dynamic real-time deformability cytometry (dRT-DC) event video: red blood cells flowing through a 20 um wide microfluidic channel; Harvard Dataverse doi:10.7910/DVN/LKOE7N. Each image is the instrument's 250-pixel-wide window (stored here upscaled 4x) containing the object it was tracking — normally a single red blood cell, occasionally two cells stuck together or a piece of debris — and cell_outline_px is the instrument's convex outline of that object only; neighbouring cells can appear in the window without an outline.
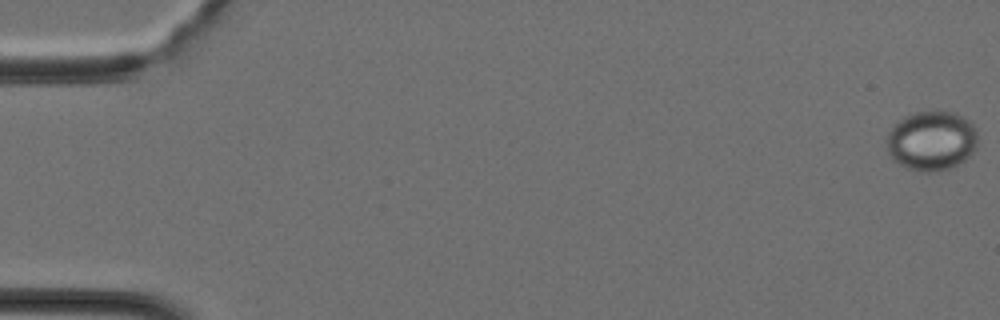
{"species": "Egyptian fruit bat (a non-hibernating species)", "species_latin": "Rousettus aegyptiacus", "temperature_condition": "cold", "stored_images_in_passage": 37, "camera_frame_rate_fps": 3000, "um_per_image_px": 0.085, "animal": {"sex": "female"}, "frame": {"image": 1, "passage_image": 1, "time_ms": 0.0, "image_size_px": [1000, 320], "cell_outline_px": [[976, 148], [964, 160], [952, 168], [932, 172], [920, 172], [908, 168], [892, 160], [888, 152], [888, 132], [904, 116], [912, 112], [956, 112], [972, 120], [976, 128]], "centroid_in_image_um": [79.21, 11.96], "position_along_channel_um": 5.8, "area_um2": 31.73}}
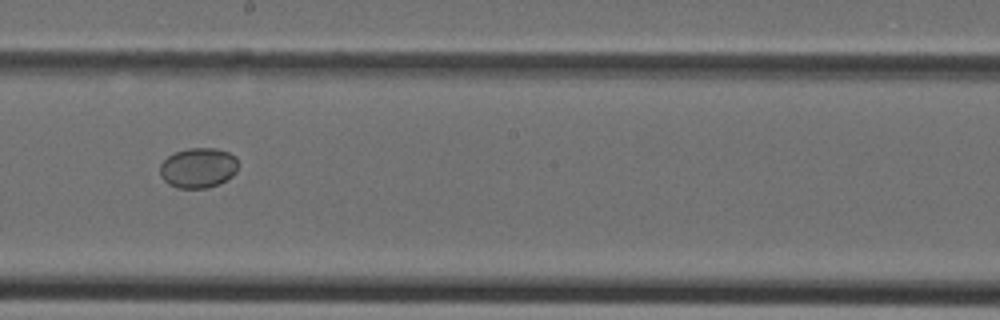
{"frame": {"image": 2, "passage_image": 23, "time_ms": 7.333, "image_size_px": [1000, 320], "cell_outline_px": [[236, 172], [232, 176], [220, 184], [208, 188], [176, 188], [168, 184], [160, 176], [160, 164], [168, 156], [176, 152], [188, 148], [216, 148], [228, 152], [236, 156]], "centroid_in_image_um": [16.83, 14.28], "position_along_channel_um": 231.4, "area_um2": 18.38}}
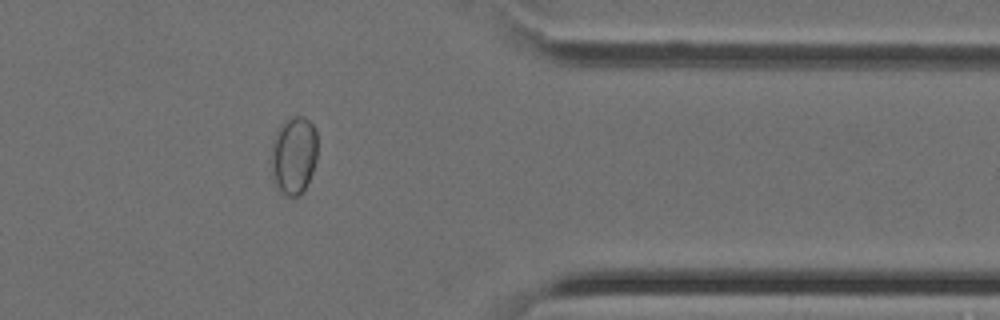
{"frame": {"image": 3, "passage_image": 33, "time_ms": 10.667, "image_size_px": [1000, 320], "cell_outline_px": [[316, 160], [312, 172], [300, 196], [288, 196], [280, 192], [276, 188], [272, 176], [272, 140], [276, 128], [292, 116], [304, 116], [316, 128]], "centroid_in_image_um": [24.95, 13.18], "position_along_channel_um": 386.4, "area_um2": 21.1}}